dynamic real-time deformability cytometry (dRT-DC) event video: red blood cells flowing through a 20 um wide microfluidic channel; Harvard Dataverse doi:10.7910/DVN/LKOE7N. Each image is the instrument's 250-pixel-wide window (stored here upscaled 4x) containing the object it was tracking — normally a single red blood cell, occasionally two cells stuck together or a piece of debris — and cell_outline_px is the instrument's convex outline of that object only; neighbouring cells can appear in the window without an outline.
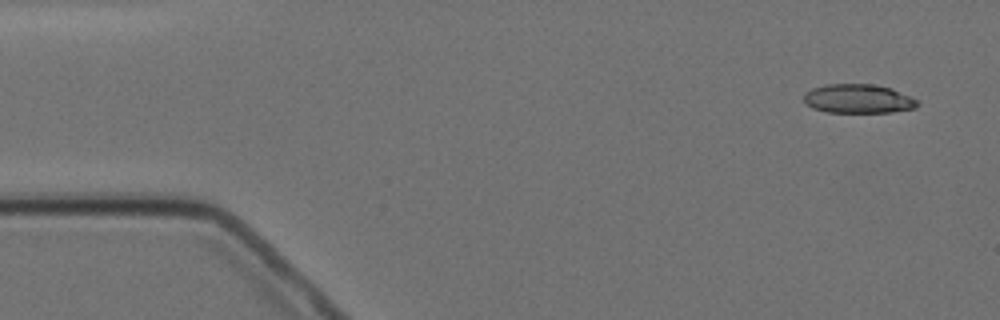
{"species": "Egyptian fruit bat (a non-hibernating species)", "species_latin": "Rousettus aegyptiacus", "temperature_condition": "cold", "stored_images_in_passage": 5, "camera_frame_rate_fps": 3000, "um_per_image_px": 0.085, "animal": {"sex": "female"}, "frame": {"image": 1, "passage_image": 1, "time_ms": 0.0, "image_size_px": [1000, 320], "cell_outline_px": [[920, 104], [916, 108], [892, 112], [828, 112], [812, 108], [804, 104], [804, 92], [812, 88], [824, 84], [872, 84], [892, 88], [916, 100]], "centroid_in_image_um": [72.91, 8.39], "position_along_channel_um": 12.1, "area_um2": 19.31}}
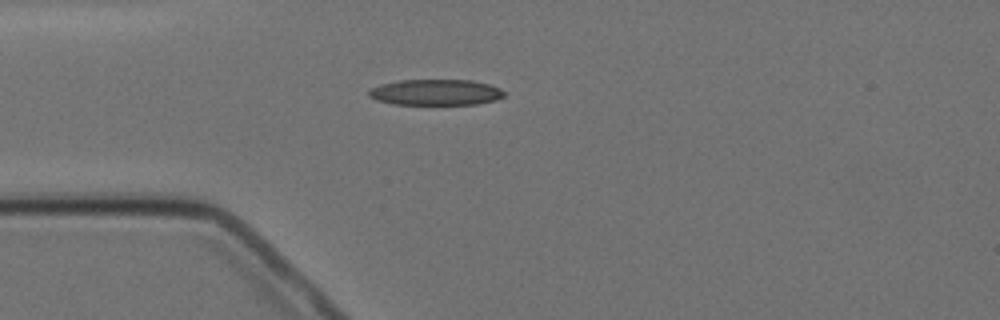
{"frame": {"image": 2, "passage_image": 4, "time_ms": 3.667, "image_size_px": [1000, 320], "cell_outline_px": [[504, 96], [496, 100], [476, 104], [392, 104], [376, 100], [368, 96], [368, 92], [372, 88], [380, 84], [400, 80], [472, 80], [488, 84], [500, 88], [504, 92]], "centroid_in_image_um": [37.02, 7.84], "position_along_channel_um": 48.0, "area_um2": 20.4}}